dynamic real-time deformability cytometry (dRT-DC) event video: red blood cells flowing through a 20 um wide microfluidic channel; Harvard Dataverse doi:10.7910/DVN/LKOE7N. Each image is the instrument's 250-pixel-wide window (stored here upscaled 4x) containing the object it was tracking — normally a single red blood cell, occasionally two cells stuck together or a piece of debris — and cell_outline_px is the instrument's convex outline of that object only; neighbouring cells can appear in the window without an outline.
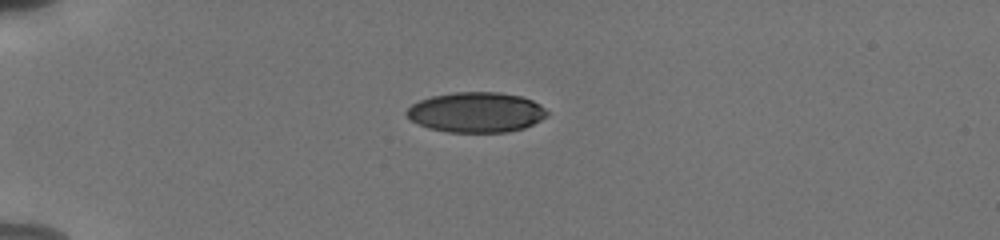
{"species": "human", "species_latin": "Homo sapiens", "temperature_condition": "cold", "stored_images_in_passage": 41, "camera_frame_rate_fps": 3000, "um_per_image_px": 0.085, "donor": {"sex": "male"}, "frame": {"image": 1, "passage_image": 1, "time_ms": 0.0, "image_size_px": [1000, 240], "cell_outline_px": [[548, 116], [524, 128], [508, 132], [448, 132], [428, 128], [412, 120], [404, 112], [412, 104], [420, 100], [432, 96], [456, 92], [500, 92], [520, 96], [532, 100], [540, 104], [548, 112]], "centroid_in_image_um": [40.49, 9.54], "position_along_channel_um": 44.5, "area_um2": 32.83}}
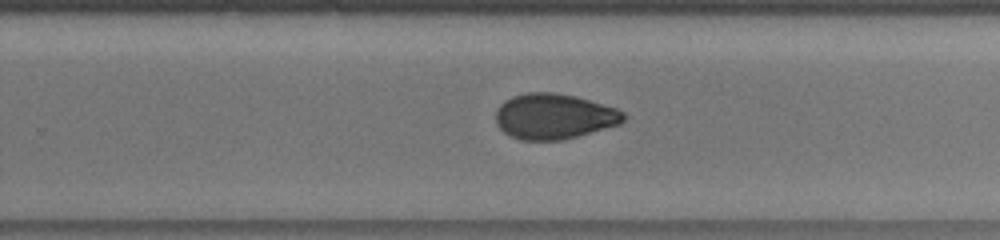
{"frame": {"image": 2, "passage_image": 23, "time_ms": 7.333, "image_size_px": [1000, 240], "cell_outline_px": [[628, 116], [620, 124], [576, 136], [560, 140], [520, 140], [508, 136], [496, 124], [496, 112], [500, 104], [504, 100], [512, 96], [528, 92], [556, 92], [576, 96], [616, 108], [624, 112]], "centroid_in_image_um": [47.08, 9.88], "position_along_channel_um": 282.7, "area_um2": 33.99}}
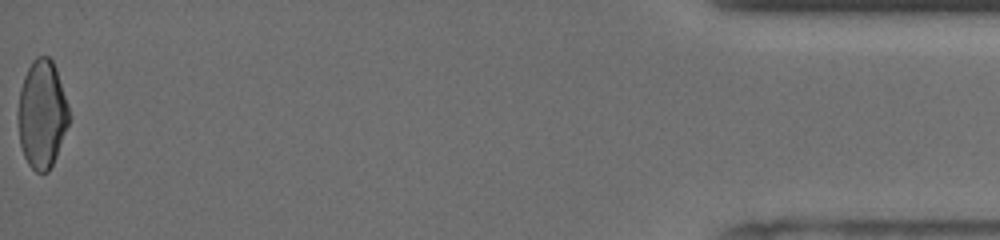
{"frame": {"image": 3, "passage_image": 41, "time_ms": 13.333, "image_size_px": [1000, 240], "cell_outline_px": [[68, 124], [56, 156], [48, 172], [36, 172], [28, 164], [24, 156], [20, 144], [16, 116], [16, 112], [20, 88], [24, 76], [32, 60], [36, 56], [48, 56], [52, 60], [56, 68], [68, 104]], "centroid_in_image_um": [3.53, 9.69], "position_along_channel_um": 431.7, "area_um2": 32.25}, "authors_computed_cell_mechanics": {"area_um2": 33.813, "velocity_mm_per_s": 3.824, "shape_relaxation_time_tau1_ms": 8.8197, "shape_relaxation_time_tau2_ms": 2.2239, "deformation_change_tau1": 0.1791, "deformation_change_tau2": 0.0618}}